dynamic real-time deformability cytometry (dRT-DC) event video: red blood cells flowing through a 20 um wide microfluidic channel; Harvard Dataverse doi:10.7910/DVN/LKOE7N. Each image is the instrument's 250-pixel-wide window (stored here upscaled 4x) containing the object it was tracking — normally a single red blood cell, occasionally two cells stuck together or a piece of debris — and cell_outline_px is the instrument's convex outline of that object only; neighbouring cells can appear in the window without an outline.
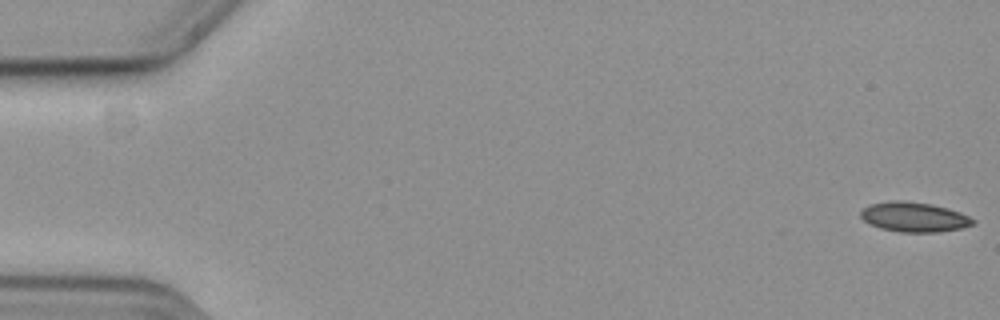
{"species": "common noctule bat (a hibernating species)", "species_latin": "Nyctalus noctula", "temperature_condition": "cold", "stored_images_in_passage": 16, "camera_frame_rate_fps": 3000, "um_per_image_px": 0.085, "animal": {"sex": "female", "body_mass_g": 19.3, "forearm_length_mm": 54.1}, "frame": {"image": 1, "passage_image": 1, "time_ms": 0.0, "image_size_px": [1000, 320], "cell_outline_px": [[976, 220], [972, 224], [960, 228], [940, 232], [900, 232], [880, 228], [868, 224], [860, 216], [860, 212], [864, 208], [872, 204], [892, 200], [904, 200], [928, 204], [948, 208], [960, 212]], "centroid_in_image_um": [77.67, 18.45], "position_along_channel_um": 7.3, "area_um2": 19.36}}
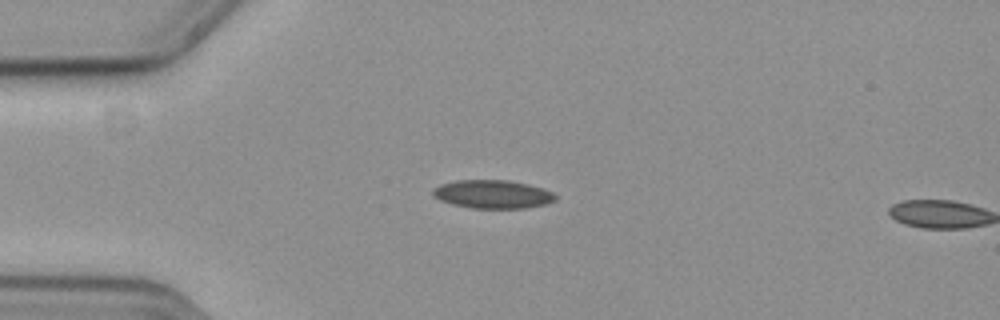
{"frame": {"image": 2, "passage_image": 15, "time_ms": 4.667, "image_size_px": [1000, 320], "cell_outline_px": [[556, 200], [548, 204], [524, 208], [468, 208], [452, 204], [440, 200], [432, 196], [432, 188], [440, 184], [456, 180], [508, 180], [528, 184], [544, 188], [552, 192], [556, 196]], "centroid_in_image_um": [41.86, 16.51], "position_along_channel_um": 43.1, "area_um2": 20.52}}